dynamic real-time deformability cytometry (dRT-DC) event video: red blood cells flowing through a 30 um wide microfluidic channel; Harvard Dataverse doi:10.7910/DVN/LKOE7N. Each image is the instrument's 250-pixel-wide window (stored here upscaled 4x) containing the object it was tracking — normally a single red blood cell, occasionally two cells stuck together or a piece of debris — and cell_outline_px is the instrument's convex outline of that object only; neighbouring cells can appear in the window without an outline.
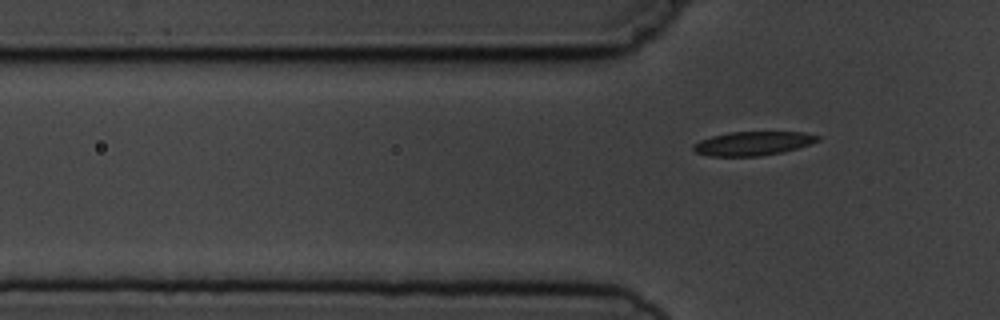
{"species": "common noctule bat (a hibernating species)", "species_latin": "Nyctalus noctula", "temperature_condition": "cold", "stored_images_in_passage": 4, "camera_frame_rate_fps": 3000, "um_per_image_px": 0.085, "animal": {"sex": "male", "body_mass_g": 19.5, "forearm_length_mm": 54.6}, "frame": {"image": 1, "passage_image": 4, "time_ms": 3.667, "image_size_px": [1000, 320], "cell_outline_px": [[820, 140], [812, 144], [784, 152], [760, 156], [712, 156], [696, 152], [692, 148], [692, 144], [700, 140], [712, 136], [732, 132], [804, 132], [820, 136]], "centroid_in_image_um": [64.04, 12.19], "position_along_channel_um": 61.8, "area_um2": 17.4}}